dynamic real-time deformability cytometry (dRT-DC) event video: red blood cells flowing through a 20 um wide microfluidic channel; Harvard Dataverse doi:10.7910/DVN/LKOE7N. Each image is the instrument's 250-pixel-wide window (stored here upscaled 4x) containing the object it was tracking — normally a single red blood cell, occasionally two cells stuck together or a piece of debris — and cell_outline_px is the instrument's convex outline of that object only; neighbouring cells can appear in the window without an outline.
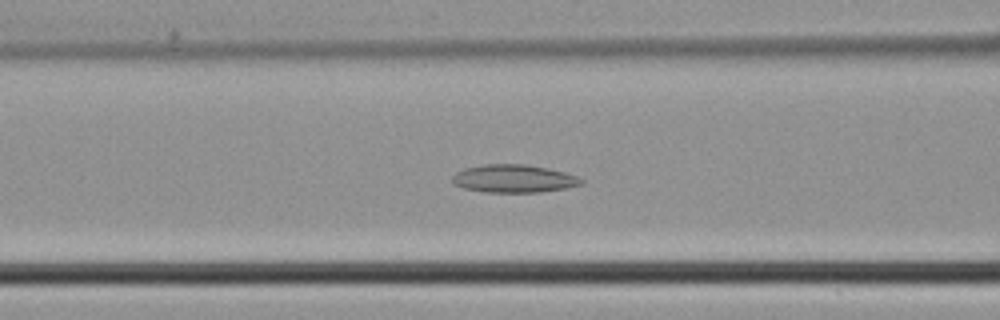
{"species": "common noctule bat (a hibernating species)", "species_latin": "Nyctalus noctula", "temperature_condition": "cold", "stored_images_in_passage": 37, "camera_frame_rate_fps": 3000, "um_per_image_px": 0.085, "animal": {"sex": "male", "body_mass_g": 21.5, "forearm_length_mm": 52.0}, "frame": {"image": 1, "passage_image": 11, "time_ms": 3.333, "image_size_px": [1000, 320], "cell_outline_px": [[584, 184], [568, 188], [540, 192], [484, 192], [464, 188], [452, 184], [452, 176], [456, 172], [464, 168], [484, 164], [524, 164], [548, 168], [564, 172], [576, 176], [584, 180]], "centroid_in_image_um": [43.67, 15.18], "position_along_channel_um": 122.9, "area_um2": 21.15}}
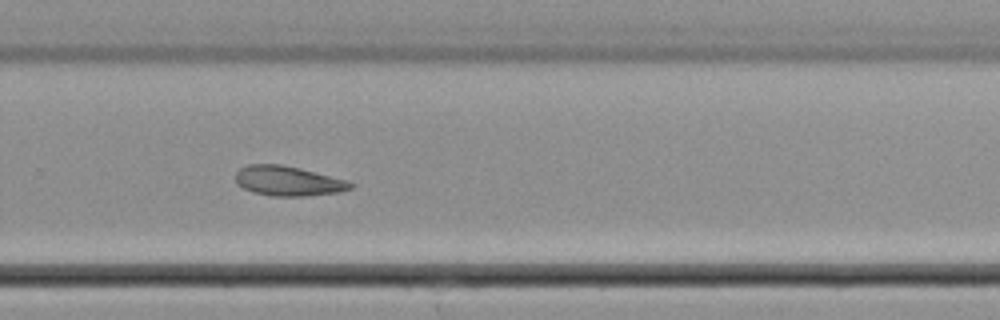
{"frame": {"image": 2, "passage_image": 23, "time_ms": 7.333, "image_size_px": [1000, 320], "cell_outline_px": [[356, 184], [352, 188], [340, 192], [304, 196], [272, 196], [256, 192], [244, 188], [236, 184], [236, 172], [240, 168], [248, 164], [280, 164], [300, 168], [348, 180]], "centroid_in_image_um": [24.52, 15.37], "position_along_channel_um": 305.3, "area_um2": 20.0}}
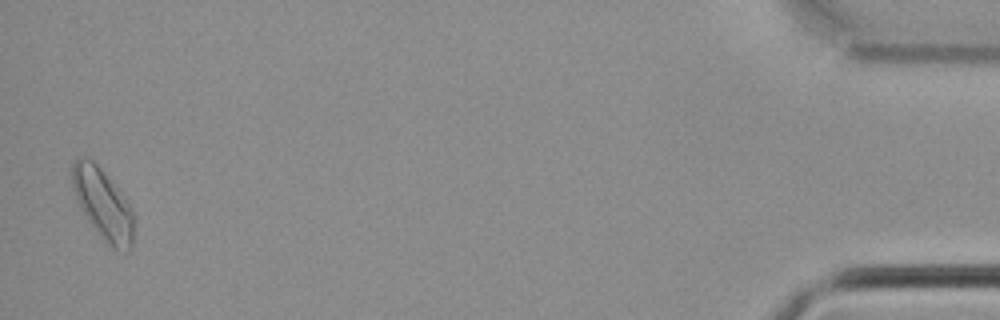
{"frame": {"image": 3, "passage_image": 37, "time_ms": 12.0, "image_size_px": [1000, 320], "cell_outline_px": [[132, 244], [128, 252], [124, 252], [108, 248], [104, 244], [80, 208], [72, 184], [72, 164], [76, 160], [84, 156], [92, 160], [100, 168], [120, 192], [132, 208]], "centroid_in_image_um": [8.74, 17.42], "position_along_channel_um": 426.5, "area_um2": 25.2}}